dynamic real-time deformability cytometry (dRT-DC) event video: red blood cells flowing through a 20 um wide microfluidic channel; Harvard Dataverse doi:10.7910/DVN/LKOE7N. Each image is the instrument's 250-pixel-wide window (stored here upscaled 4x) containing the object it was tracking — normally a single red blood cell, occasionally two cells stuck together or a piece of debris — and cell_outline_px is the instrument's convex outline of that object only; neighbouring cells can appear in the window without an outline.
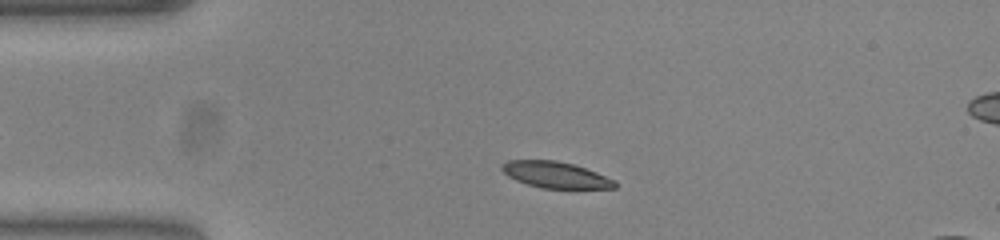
{"species": "common noctule bat (a hibernating species)", "species_latin": "Nyctalus noctula", "temperature_condition": "warm", "stored_images_in_passage": 47, "camera_frame_rate_fps": 3000, "um_per_image_px": 0.085, "animal": {"sex": "female", "body_mass_g": 23.0, "forearm_length_mm": 53.4}, "frame": {"image": 1, "passage_image": 6, "time_ms": 1.667, "image_size_px": [1000, 240], "cell_outline_px": [[616, 188], [540, 188], [516, 180], [508, 176], [500, 168], [500, 164], [508, 160], [556, 160], [572, 164], [596, 172], [616, 180]], "centroid_in_image_um": [47.2, 14.85], "position_along_channel_um": 37.8, "area_um2": 17.22}}
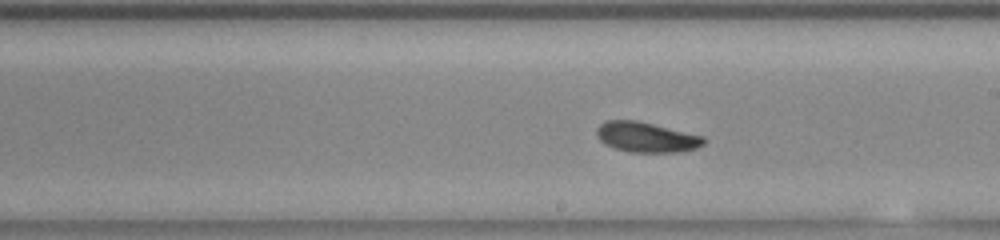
{"frame": {"image": 2, "passage_image": 24, "time_ms": 7.667, "image_size_px": [1000, 240], "cell_outline_px": [[704, 144], [696, 148], [680, 152], [628, 152], [604, 144], [596, 136], [596, 128], [604, 120], [636, 120], [704, 136]], "centroid_in_image_um": [54.9, 11.66], "position_along_channel_um": 234.1, "area_um2": 18.84}}
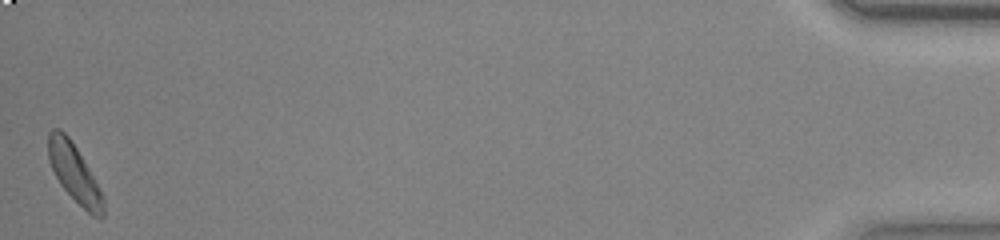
{"frame": {"image": 3, "passage_image": 47, "time_ms": 15.333, "image_size_px": [1000, 240], "cell_outline_px": [[104, 216], [92, 216], [60, 184], [48, 160], [48, 132], [52, 128], [60, 128], [72, 140], [104, 196]], "centroid_in_image_um": [6.3, 14.67], "position_along_channel_um": 428.9, "area_um2": 18.26}, "authors_computed_cell_mechanics": {"area_um2": 18.496, "velocity_mm_per_s": 3.8288, "shape_relaxation_time_tau1_ms": 2.5584, "shape_relaxation_time_tau2_ms": 5.9254, "deformation_change_tau1": 0.1123, "deformation_change_tau2": 0.124}}